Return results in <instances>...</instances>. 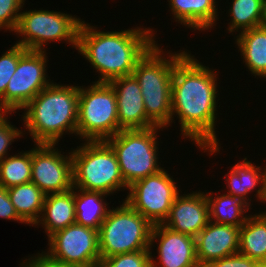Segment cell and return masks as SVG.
Masks as SVG:
<instances>
[{
    "instance_id": "cell-7",
    "label": "cell",
    "mask_w": 266,
    "mask_h": 267,
    "mask_svg": "<svg viewBox=\"0 0 266 267\" xmlns=\"http://www.w3.org/2000/svg\"><path fill=\"white\" fill-rule=\"evenodd\" d=\"M155 126L148 129L120 130L106 142L114 150L121 175L129 187L134 182L158 173L159 166L158 130Z\"/></svg>"
},
{
    "instance_id": "cell-11",
    "label": "cell",
    "mask_w": 266,
    "mask_h": 267,
    "mask_svg": "<svg viewBox=\"0 0 266 267\" xmlns=\"http://www.w3.org/2000/svg\"><path fill=\"white\" fill-rule=\"evenodd\" d=\"M178 186L166 169L134 182L125 200L152 225L163 224L179 194Z\"/></svg>"
},
{
    "instance_id": "cell-8",
    "label": "cell",
    "mask_w": 266,
    "mask_h": 267,
    "mask_svg": "<svg viewBox=\"0 0 266 267\" xmlns=\"http://www.w3.org/2000/svg\"><path fill=\"white\" fill-rule=\"evenodd\" d=\"M92 83L79 86L77 137L106 141L119 132L116 94L110 83Z\"/></svg>"
},
{
    "instance_id": "cell-9",
    "label": "cell",
    "mask_w": 266,
    "mask_h": 267,
    "mask_svg": "<svg viewBox=\"0 0 266 267\" xmlns=\"http://www.w3.org/2000/svg\"><path fill=\"white\" fill-rule=\"evenodd\" d=\"M83 19L50 10L21 12L15 34L22 37L16 44L27 50L46 51L50 42H66L77 50L78 30Z\"/></svg>"
},
{
    "instance_id": "cell-16",
    "label": "cell",
    "mask_w": 266,
    "mask_h": 267,
    "mask_svg": "<svg viewBox=\"0 0 266 267\" xmlns=\"http://www.w3.org/2000/svg\"><path fill=\"white\" fill-rule=\"evenodd\" d=\"M109 83L116 94L119 131L156 126L146 115L142 91L133 75L118 77Z\"/></svg>"
},
{
    "instance_id": "cell-37",
    "label": "cell",
    "mask_w": 266,
    "mask_h": 267,
    "mask_svg": "<svg viewBox=\"0 0 266 267\" xmlns=\"http://www.w3.org/2000/svg\"><path fill=\"white\" fill-rule=\"evenodd\" d=\"M263 26L266 28V4H265V15H264Z\"/></svg>"
},
{
    "instance_id": "cell-36",
    "label": "cell",
    "mask_w": 266,
    "mask_h": 267,
    "mask_svg": "<svg viewBox=\"0 0 266 267\" xmlns=\"http://www.w3.org/2000/svg\"><path fill=\"white\" fill-rule=\"evenodd\" d=\"M263 169H265V172H266V166H264V168H263ZM265 202H266V177H265V194H264V197H263L262 203H264V204H265Z\"/></svg>"
},
{
    "instance_id": "cell-19",
    "label": "cell",
    "mask_w": 266,
    "mask_h": 267,
    "mask_svg": "<svg viewBox=\"0 0 266 267\" xmlns=\"http://www.w3.org/2000/svg\"><path fill=\"white\" fill-rule=\"evenodd\" d=\"M175 22L194 31L211 30L219 19L216 0H167ZM217 5V6H216ZM217 7V8H216Z\"/></svg>"
},
{
    "instance_id": "cell-4",
    "label": "cell",
    "mask_w": 266,
    "mask_h": 267,
    "mask_svg": "<svg viewBox=\"0 0 266 267\" xmlns=\"http://www.w3.org/2000/svg\"><path fill=\"white\" fill-rule=\"evenodd\" d=\"M156 42L137 62L132 75L142 91L147 117L156 125L167 128L171 123V91L175 64L187 53L163 51ZM163 55V56H162ZM166 56V57H165Z\"/></svg>"
},
{
    "instance_id": "cell-25",
    "label": "cell",
    "mask_w": 266,
    "mask_h": 267,
    "mask_svg": "<svg viewBox=\"0 0 266 267\" xmlns=\"http://www.w3.org/2000/svg\"><path fill=\"white\" fill-rule=\"evenodd\" d=\"M239 253L266 267V224L257 213L250 214L240 227Z\"/></svg>"
},
{
    "instance_id": "cell-27",
    "label": "cell",
    "mask_w": 266,
    "mask_h": 267,
    "mask_svg": "<svg viewBox=\"0 0 266 267\" xmlns=\"http://www.w3.org/2000/svg\"><path fill=\"white\" fill-rule=\"evenodd\" d=\"M32 149L8 155L0 161V186L9 188L31 182Z\"/></svg>"
},
{
    "instance_id": "cell-29",
    "label": "cell",
    "mask_w": 266,
    "mask_h": 267,
    "mask_svg": "<svg viewBox=\"0 0 266 267\" xmlns=\"http://www.w3.org/2000/svg\"><path fill=\"white\" fill-rule=\"evenodd\" d=\"M26 50V48L15 43L0 56V98L5 94L7 84L16 71L19 57Z\"/></svg>"
},
{
    "instance_id": "cell-38",
    "label": "cell",
    "mask_w": 266,
    "mask_h": 267,
    "mask_svg": "<svg viewBox=\"0 0 266 267\" xmlns=\"http://www.w3.org/2000/svg\"><path fill=\"white\" fill-rule=\"evenodd\" d=\"M4 113H5V112L0 111V117H1Z\"/></svg>"
},
{
    "instance_id": "cell-32",
    "label": "cell",
    "mask_w": 266,
    "mask_h": 267,
    "mask_svg": "<svg viewBox=\"0 0 266 267\" xmlns=\"http://www.w3.org/2000/svg\"><path fill=\"white\" fill-rule=\"evenodd\" d=\"M202 267H265L257 260L251 259L248 256L239 252L233 255L223 257L219 260H214L206 263Z\"/></svg>"
},
{
    "instance_id": "cell-15",
    "label": "cell",
    "mask_w": 266,
    "mask_h": 267,
    "mask_svg": "<svg viewBox=\"0 0 266 267\" xmlns=\"http://www.w3.org/2000/svg\"><path fill=\"white\" fill-rule=\"evenodd\" d=\"M209 222V204L202 191L178 194L163 225L192 237Z\"/></svg>"
},
{
    "instance_id": "cell-17",
    "label": "cell",
    "mask_w": 266,
    "mask_h": 267,
    "mask_svg": "<svg viewBox=\"0 0 266 267\" xmlns=\"http://www.w3.org/2000/svg\"><path fill=\"white\" fill-rule=\"evenodd\" d=\"M240 227L228 224H208L195 237L196 258L200 267L214 260L239 252Z\"/></svg>"
},
{
    "instance_id": "cell-3",
    "label": "cell",
    "mask_w": 266,
    "mask_h": 267,
    "mask_svg": "<svg viewBox=\"0 0 266 267\" xmlns=\"http://www.w3.org/2000/svg\"><path fill=\"white\" fill-rule=\"evenodd\" d=\"M79 86L52 82L22 110L21 115L32 141L58 144L64 133L77 136Z\"/></svg>"
},
{
    "instance_id": "cell-18",
    "label": "cell",
    "mask_w": 266,
    "mask_h": 267,
    "mask_svg": "<svg viewBox=\"0 0 266 267\" xmlns=\"http://www.w3.org/2000/svg\"><path fill=\"white\" fill-rule=\"evenodd\" d=\"M231 168L224 176L227 194L241 198L251 207V198L249 199L248 195L256 190L253 196L261 203L265 194V169L255 166L246 157Z\"/></svg>"
},
{
    "instance_id": "cell-21",
    "label": "cell",
    "mask_w": 266,
    "mask_h": 267,
    "mask_svg": "<svg viewBox=\"0 0 266 267\" xmlns=\"http://www.w3.org/2000/svg\"><path fill=\"white\" fill-rule=\"evenodd\" d=\"M234 39L250 73L255 78H266V28L260 26L243 31Z\"/></svg>"
},
{
    "instance_id": "cell-1",
    "label": "cell",
    "mask_w": 266,
    "mask_h": 267,
    "mask_svg": "<svg viewBox=\"0 0 266 267\" xmlns=\"http://www.w3.org/2000/svg\"><path fill=\"white\" fill-rule=\"evenodd\" d=\"M189 53L175 64L173 70L171 122L177 116L183 139L194 141L193 144L209 156L216 155L221 148L215 131L218 74Z\"/></svg>"
},
{
    "instance_id": "cell-20",
    "label": "cell",
    "mask_w": 266,
    "mask_h": 267,
    "mask_svg": "<svg viewBox=\"0 0 266 267\" xmlns=\"http://www.w3.org/2000/svg\"><path fill=\"white\" fill-rule=\"evenodd\" d=\"M76 223L74 187L66 192L45 196L40 219L33 227L41 225L49 237L55 232Z\"/></svg>"
},
{
    "instance_id": "cell-14",
    "label": "cell",
    "mask_w": 266,
    "mask_h": 267,
    "mask_svg": "<svg viewBox=\"0 0 266 267\" xmlns=\"http://www.w3.org/2000/svg\"><path fill=\"white\" fill-rule=\"evenodd\" d=\"M154 243L158 244V261L151 254V267H200L196 258L194 237L157 224L152 228L150 249L155 247Z\"/></svg>"
},
{
    "instance_id": "cell-13",
    "label": "cell",
    "mask_w": 266,
    "mask_h": 267,
    "mask_svg": "<svg viewBox=\"0 0 266 267\" xmlns=\"http://www.w3.org/2000/svg\"><path fill=\"white\" fill-rule=\"evenodd\" d=\"M56 145L58 144L34 143L32 148L31 182L45 195L73 188L71 152L63 155Z\"/></svg>"
},
{
    "instance_id": "cell-34",
    "label": "cell",
    "mask_w": 266,
    "mask_h": 267,
    "mask_svg": "<svg viewBox=\"0 0 266 267\" xmlns=\"http://www.w3.org/2000/svg\"><path fill=\"white\" fill-rule=\"evenodd\" d=\"M0 218L24 223L16 213L8 191L3 186H0Z\"/></svg>"
},
{
    "instance_id": "cell-30",
    "label": "cell",
    "mask_w": 266,
    "mask_h": 267,
    "mask_svg": "<svg viewBox=\"0 0 266 267\" xmlns=\"http://www.w3.org/2000/svg\"><path fill=\"white\" fill-rule=\"evenodd\" d=\"M26 0H0V30L15 32Z\"/></svg>"
},
{
    "instance_id": "cell-12",
    "label": "cell",
    "mask_w": 266,
    "mask_h": 267,
    "mask_svg": "<svg viewBox=\"0 0 266 267\" xmlns=\"http://www.w3.org/2000/svg\"><path fill=\"white\" fill-rule=\"evenodd\" d=\"M50 258L74 267H93L101 260L98 230L79 224H72L49 236Z\"/></svg>"
},
{
    "instance_id": "cell-35",
    "label": "cell",
    "mask_w": 266,
    "mask_h": 267,
    "mask_svg": "<svg viewBox=\"0 0 266 267\" xmlns=\"http://www.w3.org/2000/svg\"><path fill=\"white\" fill-rule=\"evenodd\" d=\"M266 224V211L257 214Z\"/></svg>"
},
{
    "instance_id": "cell-6",
    "label": "cell",
    "mask_w": 266,
    "mask_h": 267,
    "mask_svg": "<svg viewBox=\"0 0 266 267\" xmlns=\"http://www.w3.org/2000/svg\"><path fill=\"white\" fill-rule=\"evenodd\" d=\"M153 225L125 200L110 208L98 230L101 259L141 250H151Z\"/></svg>"
},
{
    "instance_id": "cell-22",
    "label": "cell",
    "mask_w": 266,
    "mask_h": 267,
    "mask_svg": "<svg viewBox=\"0 0 266 267\" xmlns=\"http://www.w3.org/2000/svg\"><path fill=\"white\" fill-rule=\"evenodd\" d=\"M107 196L110 195L74 187L76 224L99 230L110 210L106 201Z\"/></svg>"
},
{
    "instance_id": "cell-28",
    "label": "cell",
    "mask_w": 266,
    "mask_h": 267,
    "mask_svg": "<svg viewBox=\"0 0 266 267\" xmlns=\"http://www.w3.org/2000/svg\"><path fill=\"white\" fill-rule=\"evenodd\" d=\"M151 250H141L101 259L100 267H151Z\"/></svg>"
},
{
    "instance_id": "cell-23",
    "label": "cell",
    "mask_w": 266,
    "mask_h": 267,
    "mask_svg": "<svg viewBox=\"0 0 266 267\" xmlns=\"http://www.w3.org/2000/svg\"><path fill=\"white\" fill-rule=\"evenodd\" d=\"M9 197L19 218L29 226H35L41 217L45 194L33 183L7 188Z\"/></svg>"
},
{
    "instance_id": "cell-31",
    "label": "cell",
    "mask_w": 266,
    "mask_h": 267,
    "mask_svg": "<svg viewBox=\"0 0 266 267\" xmlns=\"http://www.w3.org/2000/svg\"><path fill=\"white\" fill-rule=\"evenodd\" d=\"M8 114L11 115L12 113H4L0 117V161L8 156L7 152L12 142L25 134L23 130L11 125Z\"/></svg>"
},
{
    "instance_id": "cell-10",
    "label": "cell",
    "mask_w": 266,
    "mask_h": 267,
    "mask_svg": "<svg viewBox=\"0 0 266 267\" xmlns=\"http://www.w3.org/2000/svg\"><path fill=\"white\" fill-rule=\"evenodd\" d=\"M48 61L46 51L26 50L19 57L16 71L0 98V111L15 113L16 110H22L53 82L47 75Z\"/></svg>"
},
{
    "instance_id": "cell-2",
    "label": "cell",
    "mask_w": 266,
    "mask_h": 267,
    "mask_svg": "<svg viewBox=\"0 0 266 267\" xmlns=\"http://www.w3.org/2000/svg\"><path fill=\"white\" fill-rule=\"evenodd\" d=\"M93 27L84 20L81 22L77 51L100 73L95 82L109 83L132 75L137 62L156 43L155 31L149 27L107 32Z\"/></svg>"
},
{
    "instance_id": "cell-5",
    "label": "cell",
    "mask_w": 266,
    "mask_h": 267,
    "mask_svg": "<svg viewBox=\"0 0 266 267\" xmlns=\"http://www.w3.org/2000/svg\"><path fill=\"white\" fill-rule=\"evenodd\" d=\"M73 187L108 195L128 190L116 154L106 141H85L71 150Z\"/></svg>"
},
{
    "instance_id": "cell-33",
    "label": "cell",
    "mask_w": 266,
    "mask_h": 267,
    "mask_svg": "<svg viewBox=\"0 0 266 267\" xmlns=\"http://www.w3.org/2000/svg\"><path fill=\"white\" fill-rule=\"evenodd\" d=\"M20 267H74L65 265L57 260L50 258L45 252L37 253L30 258H26L19 264Z\"/></svg>"
},
{
    "instance_id": "cell-26",
    "label": "cell",
    "mask_w": 266,
    "mask_h": 267,
    "mask_svg": "<svg viewBox=\"0 0 266 267\" xmlns=\"http://www.w3.org/2000/svg\"><path fill=\"white\" fill-rule=\"evenodd\" d=\"M231 3L228 33H241L263 26L266 0H232Z\"/></svg>"
},
{
    "instance_id": "cell-24",
    "label": "cell",
    "mask_w": 266,
    "mask_h": 267,
    "mask_svg": "<svg viewBox=\"0 0 266 267\" xmlns=\"http://www.w3.org/2000/svg\"><path fill=\"white\" fill-rule=\"evenodd\" d=\"M213 192H205L209 204V220L215 223L234 225L241 227L252 209L244 200L239 197L224 193L214 196ZM245 215V216H244Z\"/></svg>"
}]
</instances>
